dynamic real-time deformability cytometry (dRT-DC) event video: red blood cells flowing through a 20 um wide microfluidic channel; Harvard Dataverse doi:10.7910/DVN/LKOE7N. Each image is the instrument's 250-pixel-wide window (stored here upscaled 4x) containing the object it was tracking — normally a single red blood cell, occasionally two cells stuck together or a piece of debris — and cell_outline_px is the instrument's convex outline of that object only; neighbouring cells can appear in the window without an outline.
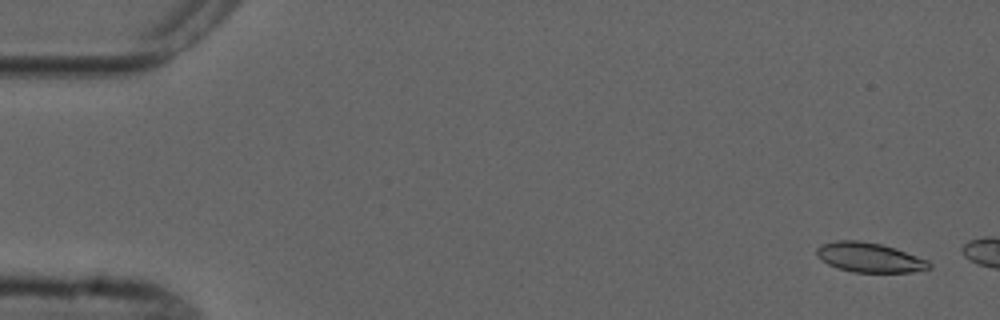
{"species": "common noctule bat (a hibernating species)", "species_latin": "Nyctalus noctula", "temperature_condition": "cold", "stored_images_in_passage": 3, "camera_frame_rate_fps": 3000, "um_per_image_px": 0.085, "animal": {"sex": "male", "forearm_length_mm": 52.5}, "frame": {"image": 1, "passage_image": 1, "time_ms": 0.0, "image_size_px": [1000, 320], "cell_outline_px": [[932, 268], [912, 272], [852, 272], [828, 264], [816, 252], [816, 248], [820, 244], [836, 240], [860, 240], [880, 244], [896, 248], [928, 260], [932, 264]], "centroid_in_image_um": [73.94, 21.87], "position_along_channel_um": 11.1, "area_um2": 19.36}}